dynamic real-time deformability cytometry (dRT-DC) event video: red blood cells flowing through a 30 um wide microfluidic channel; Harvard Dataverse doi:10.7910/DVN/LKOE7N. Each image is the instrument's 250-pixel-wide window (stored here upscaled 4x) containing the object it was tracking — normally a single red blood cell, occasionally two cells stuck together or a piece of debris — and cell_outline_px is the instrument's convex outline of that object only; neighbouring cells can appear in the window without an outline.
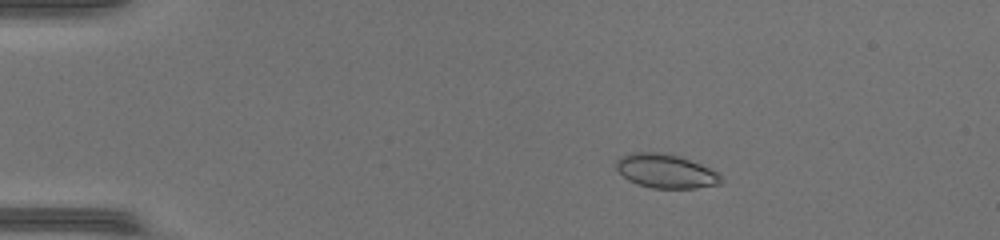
{"species": "common noctule bat (a hibernating species)", "species_latin": "Nyctalus noctula", "temperature_condition": "warm", "stored_images_in_passage": 50, "camera_frame_rate_fps": 3000, "um_per_image_px": 0.085, "animal": {"sex": "female", "body_mass_g": 17.0, "forearm_length_mm": 48.0}, "frame": {"image": 1, "passage_image": 10, "time_ms": 3.0, "image_size_px": [1000, 240], "cell_outline_px": [[724, 180], [720, 184], [696, 188], [652, 188], [636, 184], [628, 180], [616, 168], [616, 160], [620, 156], [632, 152], [668, 152], [680, 156], [700, 164], [716, 172]], "centroid_in_image_um": [56.56, 14.53], "position_along_channel_um": 28.4, "area_um2": 20.87}}
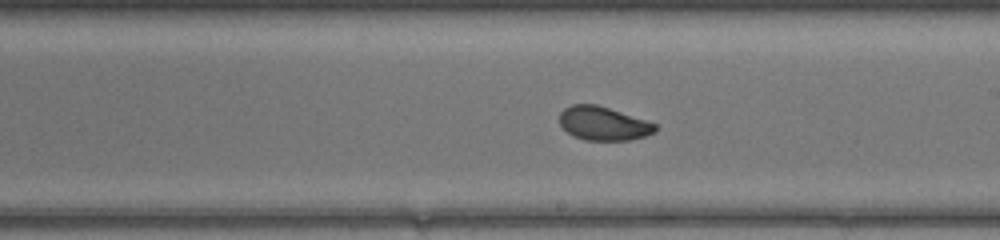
{"frame": {"image": 2, "passage_image": 30, "time_ms": 9.667, "image_size_px": [1000, 240], "cell_outline_px": [[656, 128], [652, 132], [644, 136], [628, 140], [584, 140], [572, 136], [560, 124], [560, 112], [564, 108], [572, 104], [596, 104], [656, 124]], "centroid_in_image_um": [51.22, 10.5], "position_along_channel_um": 237.8, "area_um2": 18.44}}
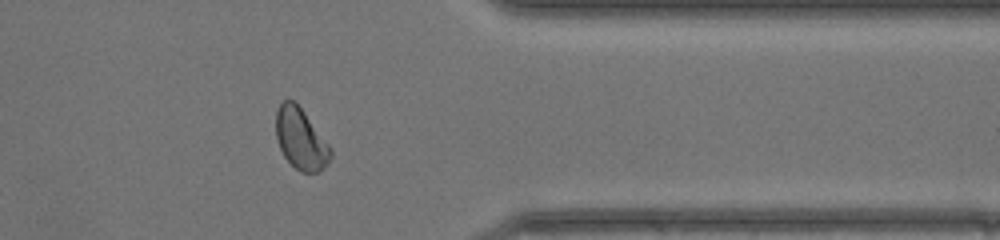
{"frame": {"image": 3, "passage_image": 41, "time_ms": 13.333, "image_size_px": [1000, 240], "cell_outline_px": [[332, 156], [328, 164], [320, 172], [300, 172], [284, 156], [276, 140], [276, 112], [280, 104], [284, 100], [292, 100], [304, 112], [332, 148]], "centroid_in_image_um": [25.58, 11.84], "position_along_channel_um": 385.8, "area_um2": 19.36}, "authors_computed_cell_mechanics": {"area_um2": 20.3167, "velocity_mm_per_s": 4.3248, "shape_relaxation_time_tau1_ms": 4.122, "shape_relaxation_time_tau2_ms": 1.2122, "deformation_change_tau1": 0.0908, "deformation_change_tau2": 0.054}}